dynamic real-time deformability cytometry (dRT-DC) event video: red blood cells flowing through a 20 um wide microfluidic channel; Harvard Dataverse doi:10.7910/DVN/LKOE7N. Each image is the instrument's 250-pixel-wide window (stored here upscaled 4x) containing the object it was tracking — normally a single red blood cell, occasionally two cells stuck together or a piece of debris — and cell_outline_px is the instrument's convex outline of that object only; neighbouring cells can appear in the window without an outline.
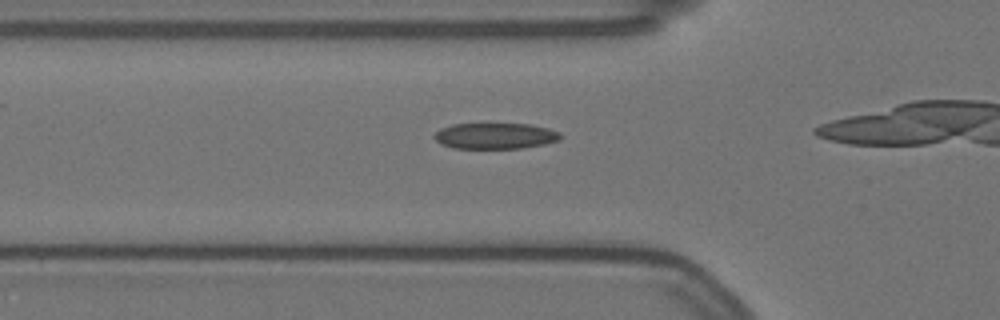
{"species": "Egyptian fruit bat (a non-hibernating species)", "species_latin": "Rousettus aegyptiacus", "temperature_condition": "warm", "stored_images_in_passage": 17, "camera_frame_rate_fps": 3000, "um_per_image_px": 0.085, "animal": {"sex": "female"}, "frame": {"image": 1, "passage_image": 6, "time_ms": 1.667, "image_size_px": [1000, 320], "cell_outline_px": [[560, 140], [544, 144], [520, 148], [452, 148], [440, 144], [432, 136], [440, 128], [452, 124], [528, 124], [548, 128], [560, 132]], "centroid_in_image_um": [42.06, 11.55], "position_along_channel_um": 83.7, "area_um2": 19.07}}
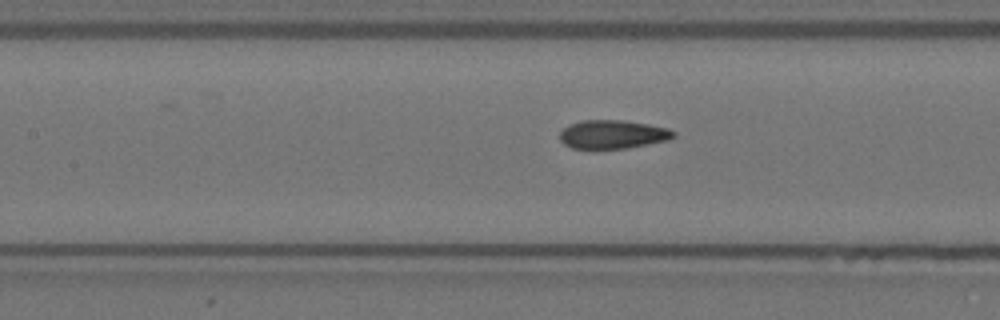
{"frame": {"image": 2, "passage_image": 12, "time_ms": 3.667, "image_size_px": [1000, 320], "cell_outline_px": [[676, 136], [668, 140], [628, 148], [572, 148], [564, 144], [560, 140], [560, 132], [564, 128], [580, 120], [624, 120], [648, 124], [668, 128], [676, 132]], "centroid_in_image_um": [52.11, 11.41], "position_along_channel_um": 155.3, "area_um2": 18.9}}